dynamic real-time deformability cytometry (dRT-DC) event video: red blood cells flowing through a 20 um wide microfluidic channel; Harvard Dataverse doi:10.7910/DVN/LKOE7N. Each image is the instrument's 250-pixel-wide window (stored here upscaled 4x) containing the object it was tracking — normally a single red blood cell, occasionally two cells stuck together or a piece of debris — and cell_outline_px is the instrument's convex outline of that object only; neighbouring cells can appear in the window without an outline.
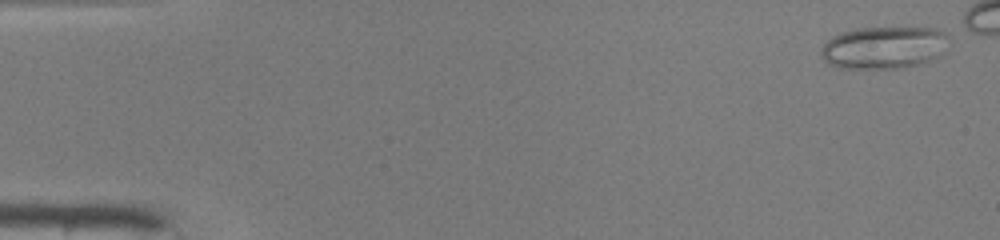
{"species": "common noctule bat (a hibernating species)", "species_latin": "Nyctalus noctula", "temperature_condition": "warm", "stored_images_in_passage": 42, "camera_frame_rate_fps": 3000, "um_per_image_px": 0.085, "animal": {"sex": "male", "body_mass_g": 19.0, "forearm_length_mm": 50.8}, "frame": {"image": 1, "passage_image": 1, "time_ms": 0.0, "image_size_px": [1000, 240], "cell_outline_px": [[948, 36], [940, 56], [932, 60], [900, 68], [840, 68], [828, 64], [820, 56], [820, 52], [824, 44], [832, 36], [856, 28], [936, 28], [944, 32]], "centroid_in_image_um": [75.1, 4.04], "position_along_channel_um": 9.9, "area_um2": 31.33}}
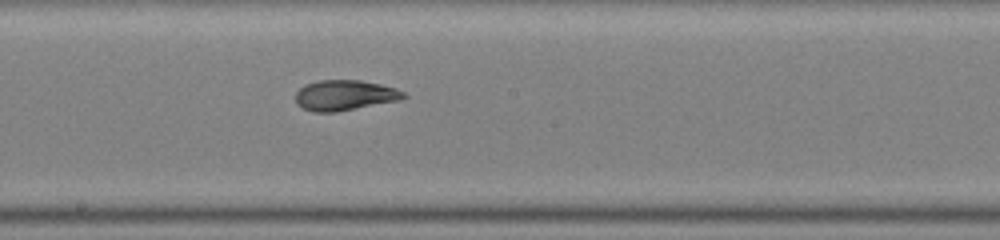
{"frame": {"image": 2, "passage_image": 26, "time_ms": 8.333, "image_size_px": [1000, 240], "cell_outline_px": [[408, 96], [400, 100], [336, 112], [312, 112], [296, 104], [296, 92], [304, 84], [320, 80], [360, 80], [380, 84], [396, 88], [404, 92]], "centroid_in_image_um": [29.3, 8.09], "position_along_channel_um": 218.9, "area_um2": 19.19}}
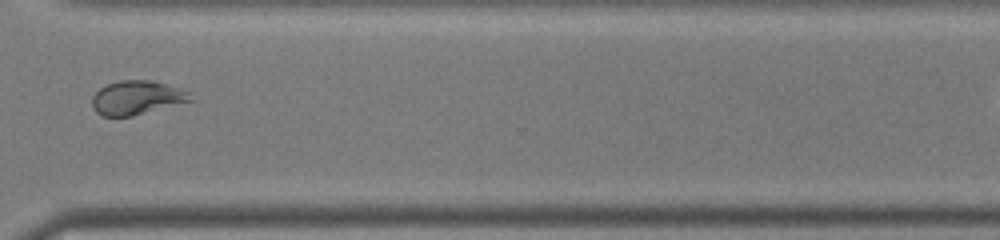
{"frame": {"image": 3, "passage_image": 36, "time_ms": 11.667, "image_size_px": [1000, 240], "cell_outline_px": [[196, 100], [132, 116], [100, 116], [92, 108], [92, 96], [100, 88], [108, 84], [120, 80], [152, 80], [180, 88], [188, 92]], "centroid_in_image_um": [11.64, 8.31], "position_along_channel_um": 359.0, "area_um2": 19.59}, "authors_computed_cell_mechanics": {"area_um2": 20.519, "velocity_mm_per_s": 4.1787, "shape_relaxation_time_tau1_ms": null, "shape_relaxation_time_tau2_ms": 2.0142, "deformation_change_tau1": null, "deformation_change_tau2": 0.071}}